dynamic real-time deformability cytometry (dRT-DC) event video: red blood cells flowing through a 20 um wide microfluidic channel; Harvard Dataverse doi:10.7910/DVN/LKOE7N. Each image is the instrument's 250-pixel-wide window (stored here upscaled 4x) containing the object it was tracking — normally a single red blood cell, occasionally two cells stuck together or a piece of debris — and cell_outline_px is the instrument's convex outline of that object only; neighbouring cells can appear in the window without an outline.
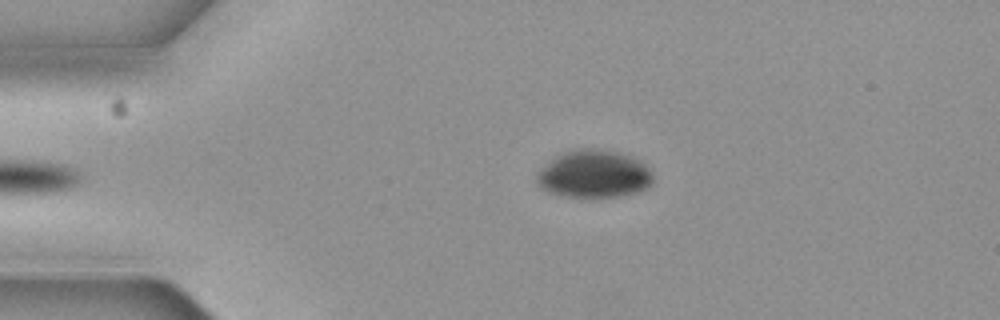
{"species": "common noctule bat (a hibernating species)", "species_latin": "Nyctalus noctula", "temperature_condition": "cold", "stored_images_in_passage": 4, "camera_frame_rate_fps": 3000, "um_per_image_px": 0.085, "animal": {"sex": "female", "body_mass_g": 19.3, "forearm_length_mm": 54.1}, "frame": {"image": 1, "passage_image": 4, "time_ms": 1.0, "image_size_px": [1000, 320], "cell_outline_px": [[652, 184], [648, 188], [636, 192], [620, 196], [568, 196], [548, 192], [536, 184], [536, 176], [540, 168], [556, 156], [568, 152], [616, 152], [640, 160], [648, 168], [652, 176]], "centroid_in_image_um": [50.48, 14.85], "position_along_channel_um": 34.5, "area_um2": 30.98}}